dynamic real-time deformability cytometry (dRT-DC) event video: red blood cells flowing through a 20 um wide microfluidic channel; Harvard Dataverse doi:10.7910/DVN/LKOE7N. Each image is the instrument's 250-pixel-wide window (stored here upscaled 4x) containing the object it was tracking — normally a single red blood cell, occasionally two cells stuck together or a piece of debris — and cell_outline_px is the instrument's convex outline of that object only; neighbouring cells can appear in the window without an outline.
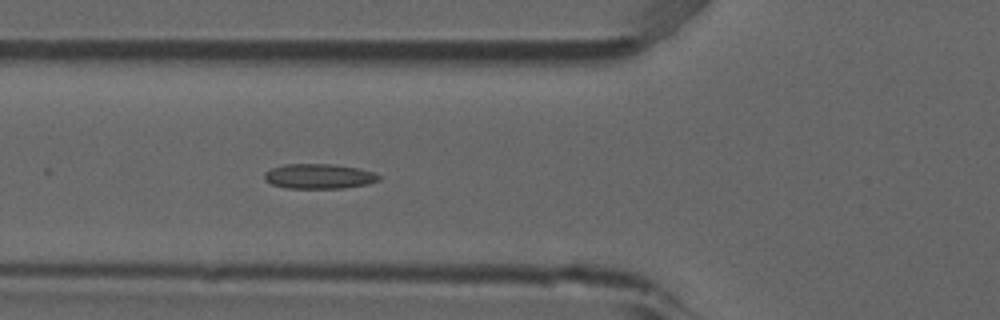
{"species": "common noctule bat (a hibernating species)", "species_latin": "Nyctalus noctula", "temperature_condition": "room temperature", "stored_images_in_passage": 5, "camera_frame_rate_fps": 3000, "um_per_image_px": 0.085, "animal": {"sex": "male", "forearm_length_mm": 52.5}, "frame": {"image": 1, "passage_image": 5, "time_ms": 1.333, "image_size_px": [1000, 320], "cell_outline_px": [[380, 180], [368, 184], [344, 188], [288, 188], [272, 184], [264, 180], [264, 172], [272, 168], [284, 164], [332, 164], [356, 168], [372, 172], [380, 176]], "centroid_in_image_um": [27.09, 14.99], "position_along_channel_um": 98.7, "area_um2": 16.53}}